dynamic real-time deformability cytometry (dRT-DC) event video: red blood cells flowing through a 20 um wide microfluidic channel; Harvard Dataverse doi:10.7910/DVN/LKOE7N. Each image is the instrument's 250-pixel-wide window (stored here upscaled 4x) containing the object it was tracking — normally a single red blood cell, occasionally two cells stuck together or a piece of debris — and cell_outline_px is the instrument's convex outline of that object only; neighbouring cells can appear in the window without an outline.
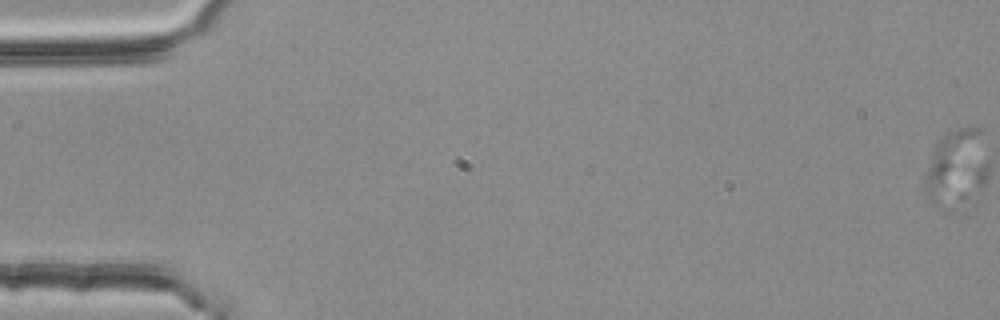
{"species": "common noctule bat (a hibernating species)", "species_latin": "Nyctalus noctula", "temperature_condition": "room temperature", "stored_images_in_passage": 2, "camera_frame_rate_fps": 3000, "um_per_image_px": 0.085, "animal": {"sex": "female", "body_mass_g": 25.1}, "frame": {"image": 1, "passage_image": 1, "time_ms": 0.0, "image_size_px": [1000, 320], "cell_outline_px": [[980, 136], [936, 200], [928, 200], [924, 192], [924, 180], [936, 140], [948, 132], [964, 128], [980, 128]], "centroid_in_image_um": [80.58, 13.53], "position_along_channel_um": 4.4, "area_um2": 15.14}}